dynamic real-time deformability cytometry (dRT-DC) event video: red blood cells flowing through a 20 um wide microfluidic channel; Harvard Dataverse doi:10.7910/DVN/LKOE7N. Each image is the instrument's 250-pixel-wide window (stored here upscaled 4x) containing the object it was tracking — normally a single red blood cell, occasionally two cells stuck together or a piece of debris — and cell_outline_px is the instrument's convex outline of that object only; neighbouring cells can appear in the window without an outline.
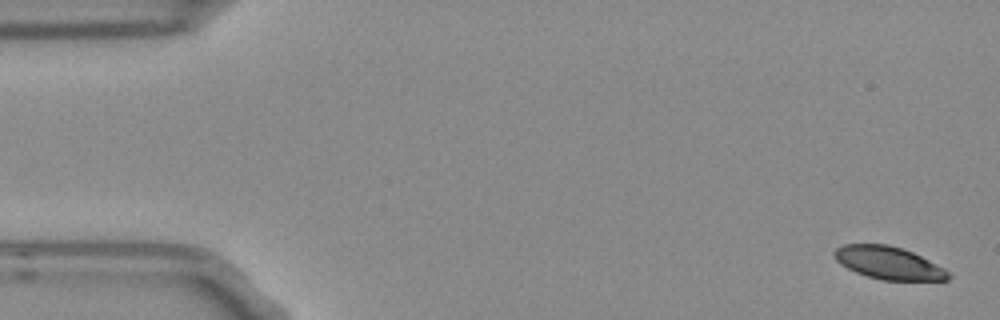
{"species": "Egyptian fruit bat (a non-hibernating species)", "species_latin": "Rousettus aegyptiacus", "temperature_condition": "room temperature", "stored_images_in_passage": 5, "camera_frame_rate_fps": 3000, "um_per_image_px": 0.085, "frame": {"image": 1, "passage_image": 1, "time_ms": 0.0, "image_size_px": [1000, 320], "cell_outline_px": [[952, 276], [948, 280], [880, 280], [856, 272], [840, 264], [836, 260], [832, 252], [836, 248], [844, 244], [888, 244], [912, 252], [944, 268]], "centroid_in_image_um": [75.51, 22.35], "position_along_channel_um": 9.5, "area_um2": 21.56}}
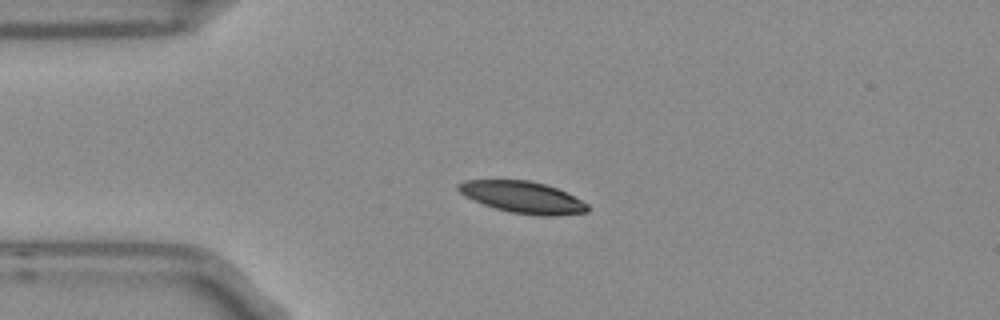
{"frame": {"image": 2, "passage_image": 4, "time_ms": 1.0, "image_size_px": [1000, 320], "cell_outline_px": [[588, 212], [552, 216], [536, 216], [508, 212], [472, 200], [464, 196], [456, 188], [456, 184], [464, 180], [528, 180], [544, 184], [568, 192], [588, 204]], "centroid_in_image_um": [44.42, 16.77], "position_along_channel_um": 40.6, "area_um2": 24.04}}